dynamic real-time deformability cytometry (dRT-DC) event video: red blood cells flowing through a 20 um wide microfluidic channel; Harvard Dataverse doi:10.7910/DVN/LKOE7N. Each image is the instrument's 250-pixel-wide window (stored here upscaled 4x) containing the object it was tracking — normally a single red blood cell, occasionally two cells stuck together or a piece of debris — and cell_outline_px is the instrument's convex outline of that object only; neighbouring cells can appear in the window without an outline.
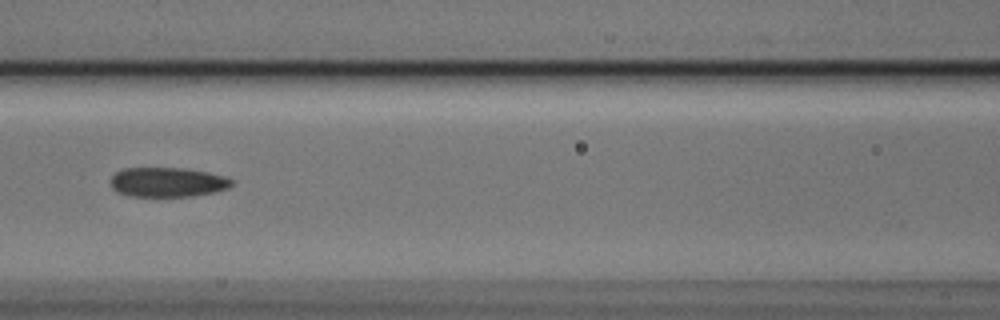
{"species": "Egyptian fruit bat (a non-hibernating species)", "species_latin": "Rousettus aegyptiacus", "temperature_condition": "cold", "stored_images_in_passage": 5, "camera_frame_rate_fps": 3000, "um_per_image_px": 0.085, "animal": {"sex": "male"}, "frame": {"image": 1, "passage_image": 5, "time_ms": 1.333, "image_size_px": [1000, 320], "cell_outline_px": [[236, 180], [228, 188], [212, 192], [192, 196], [132, 196], [120, 192], [112, 188], [112, 176], [116, 172], [124, 168], [188, 168], [208, 172], [224, 176]], "centroid_in_image_um": [14.29, 15.47], "position_along_channel_um": 152.3, "area_um2": 20.75}}